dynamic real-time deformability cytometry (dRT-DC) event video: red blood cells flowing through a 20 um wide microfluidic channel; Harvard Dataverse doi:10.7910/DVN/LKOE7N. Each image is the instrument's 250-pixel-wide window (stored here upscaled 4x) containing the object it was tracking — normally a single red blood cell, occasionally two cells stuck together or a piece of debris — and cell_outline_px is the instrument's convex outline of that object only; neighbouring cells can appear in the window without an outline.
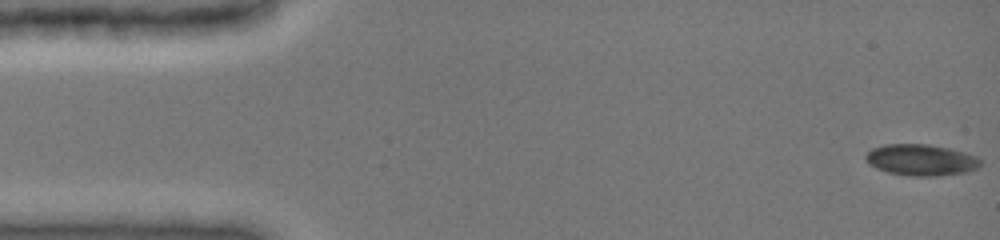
{"species": "common noctule bat (a hibernating species)", "species_latin": "Nyctalus noctula", "temperature_condition": "cold", "stored_images_in_passage": 19, "camera_frame_rate_fps": 3000, "um_per_image_px": 0.085, "animal": {"sex": "female", "body_mass_g": 19.0, "forearm_length_mm": 51.5}, "frame": {"image": 1, "passage_image": 1, "time_ms": 0.0, "image_size_px": [1000, 240], "cell_outline_px": [[980, 164], [976, 168], [968, 172], [936, 176], [908, 176], [888, 172], [876, 168], [868, 164], [864, 160], [864, 156], [872, 148], [884, 144], [928, 144], [948, 148], [964, 152], [976, 156], [980, 160]], "centroid_in_image_um": [78.25, 13.6], "position_along_channel_um": 6.8, "area_um2": 21.04}}
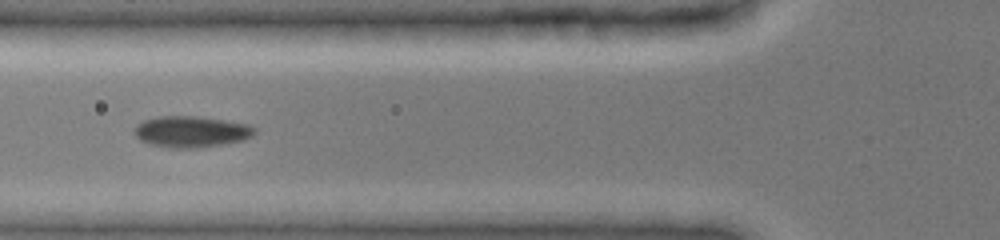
{"frame": {"image": 2, "passage_image": 16, "time_ms": 5.667, "image_size_px": [1000, 240], "cell_outline_px": [[256, 132], [252, 136], [244, 140], [196, 148], [172, 148], [148, 144], [140, 140], [132, 132], [132, 128], [136, 124], [144, 120], [156, 116], [196, 116], [224, 120], [248, 124], [256, 128]], "centroid_in_image_um": [16.2, 11.19], "position_along_channel_um": 109.6, "area_um2": 22.08}}
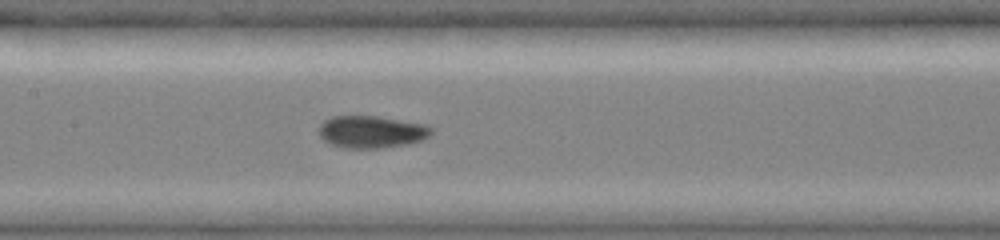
{"frame": {"image": 3, "passage_image": 19, "time_ms": 7.333, "image_size_px": [1000, 240], "cell_outline_px": [[432, 132], [424, 140], [408, 144], [384, 148], [344, 148], [332, 144], [324, 140], [320, 136], [320, 124], [324, 120], [332, 116], [376, 116], [424, 124], [432, 128]], "centroid_in_image_um": [31.58, 11.21], "position_along_channel_um": 175.8, "area_um2": 21.1}}